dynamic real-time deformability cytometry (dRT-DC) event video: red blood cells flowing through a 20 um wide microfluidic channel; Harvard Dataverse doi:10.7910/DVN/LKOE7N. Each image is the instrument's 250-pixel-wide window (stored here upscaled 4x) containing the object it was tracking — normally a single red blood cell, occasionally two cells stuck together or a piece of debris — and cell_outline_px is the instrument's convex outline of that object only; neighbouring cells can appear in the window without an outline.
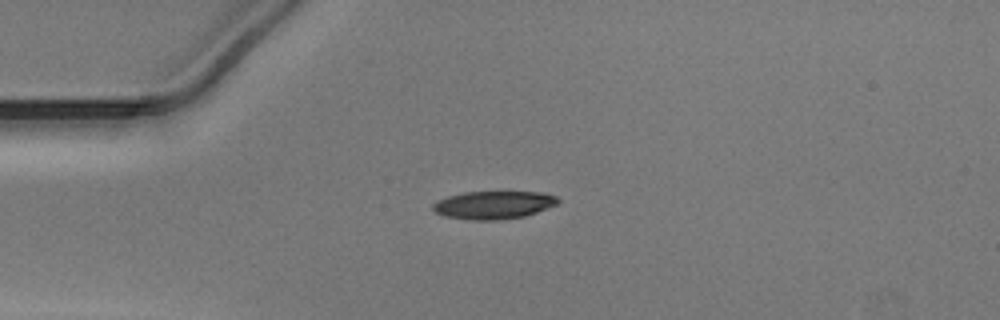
{"species": "Egyptian fruit bat (a non-hibernating species)", "species_latin": "Rousettus aegyptiacus", "temperature_condition": "warm", "stored_images_in_passage": 39, "camera_frame_rate_fps": 3000, "um_per_image_px": 0.085, "animal": {"sex": "male"}, "frame": {"image": 1, "passage_image": 1, "time_ms": 0.0, "image_size_px": [1000, 320], "cell_outline_px": [[560, 200], [556, 204], [536, 212], [524, 216], [500, 220], [472, 220], [444, 216], [436, 212], [432, 208], [432, 204], [436, 200], [448, 196], [464, 192], [544, 192], [556, 196]], "centroid_in_image_um": [41.93, 17.42], "position_along_channel_um": 43.1, "area_um2": 20.35}}
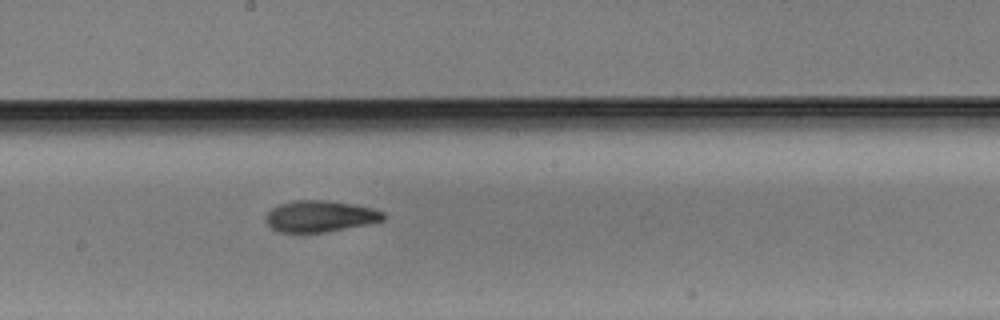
{"frame": {"image": 2, "passage_image": 16, "time_ms": 5.0, "image_size_px": [1000, 320], "cell_outline_px": [[384, 220], [368, 224], [328, 232], [276, 232], [264, 220], [264, 216], [272, 208], [280, 204], [292, 200], [324, 200], [356, 204], [372, 208], [384, 212]], "centroid_in_image_um": [27.19, 18.38], "position_along_channel_um": 221.0, "area_um2": 21.68}}
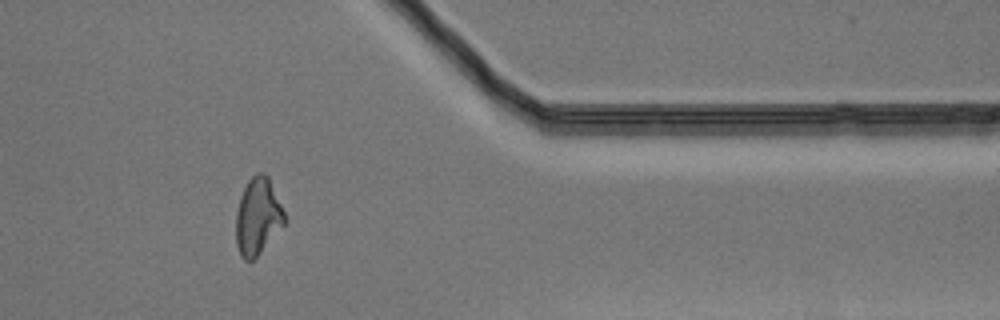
{"frame": {"image": 3, "passage_image": 30, "time_ms": 9.667, "image_size_px": [1000, 320], "cell_outline_px": [[284, 224], [260, 252], [252, 260], [244, 260], [240, 256], [236, 244], [236, 212], [240, 196], [248, 180], [256, 172], [264, 172], [268, 176], [284, 212]], "centroid_in_image_um": [21.88, 18.38], "position_along_channel_um": 389.5, "area_um2": 21.44}}